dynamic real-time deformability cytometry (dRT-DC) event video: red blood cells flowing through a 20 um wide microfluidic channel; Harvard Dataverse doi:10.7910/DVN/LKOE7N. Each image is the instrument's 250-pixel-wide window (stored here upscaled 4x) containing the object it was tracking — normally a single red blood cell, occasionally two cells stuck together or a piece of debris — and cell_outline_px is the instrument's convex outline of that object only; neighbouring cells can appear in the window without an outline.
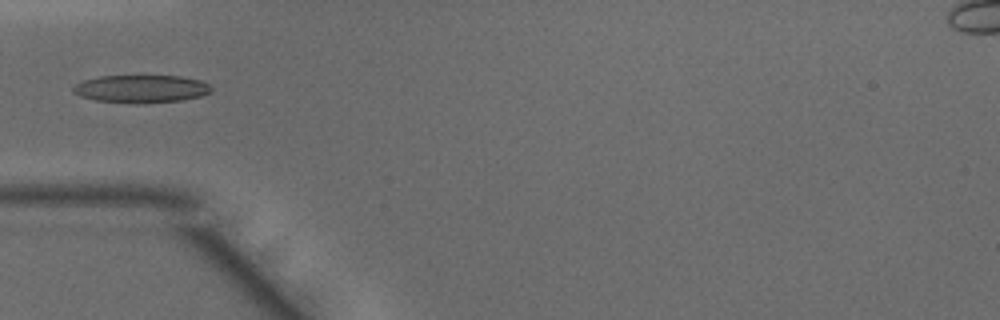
{"species": "common noctule bat (a hibernating species)", "species_latin": "Nyctalus noctula", "temperature_condition": "warm", "stored_images_in_passage": 33, "camera_frame_rate_fps": 3000, "um_per_image_px": 0.085, "animal": {"sex": "male", "body_mass_g": 15.6}, "frame": {"image": 1, "passage_image": 1, "time_ms": 0.0, "image_size_px": [1000, 320], "cell_outline_px": [[212, 92], [200, 96], [184, 100], [136, 104], [96, 100], [80, 96], [72, 92], [72, 88], [76, 84], [84, 80], [100, 76], [180, 76], [200, 80], [208, 84], [212, 88]], "centroid_in_image_um": [12.01, 7.56], "position_along_channel_um": 73.0, "area_um2": 22.43}}
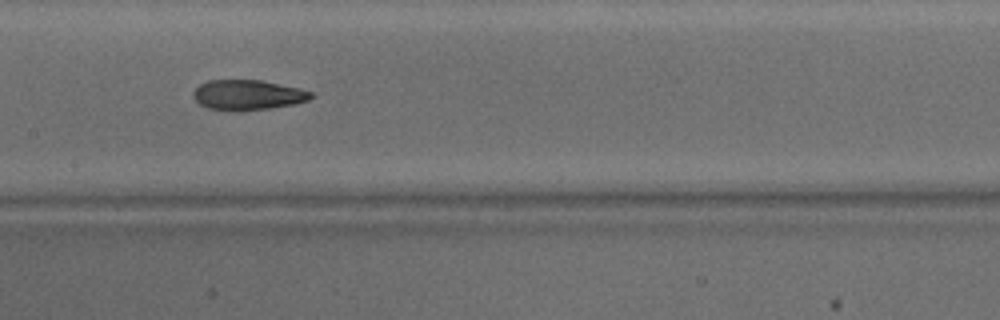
{"frame": {"image": 2, "passage_image": 9, "time_ms": 2.667, "image_size_px": [1000, 320], "cell_outline_px": [[312, 96], [308, 100], [292, 104], [268, 108], [240, 112], [228, 112], [208, 108], [200, 104], [192, 96], [192, 92], [200, 84], [208, 80], [260, 80], [300, 88], [312, 92]], "centroid_in_image_um": [21.01, 8.08], "position_along_channel_um": 186.4, "area_um2": 20.81}}
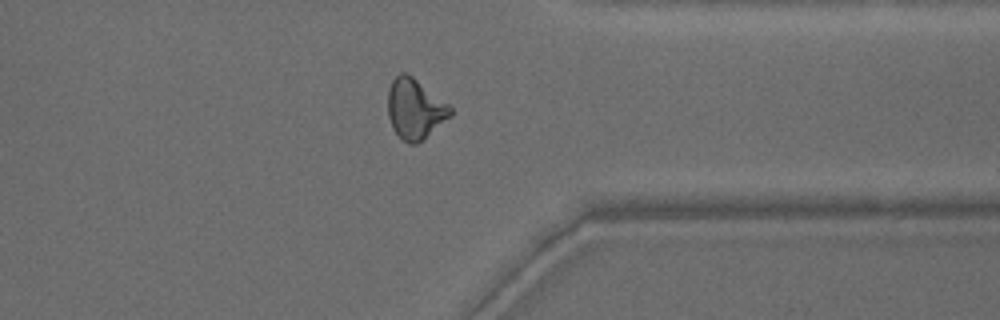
{"frame": {"image": 3, "passage_image": 23, "time_ms": 7.333, "image_size_px": [1000, 320], "cell_outline_px": [[452, 116], [424, 140], [416, 144], [408, 144], [392, 128], [388, 116], [388, 88], [392, 80], [400, 72], [404, 72], [412, 76], [448, 104], [452, 108]], "centroid_in_image_um": [35.27, 9.28], "position_along_channel_um": 376.1, "area_um2": 22.02}}